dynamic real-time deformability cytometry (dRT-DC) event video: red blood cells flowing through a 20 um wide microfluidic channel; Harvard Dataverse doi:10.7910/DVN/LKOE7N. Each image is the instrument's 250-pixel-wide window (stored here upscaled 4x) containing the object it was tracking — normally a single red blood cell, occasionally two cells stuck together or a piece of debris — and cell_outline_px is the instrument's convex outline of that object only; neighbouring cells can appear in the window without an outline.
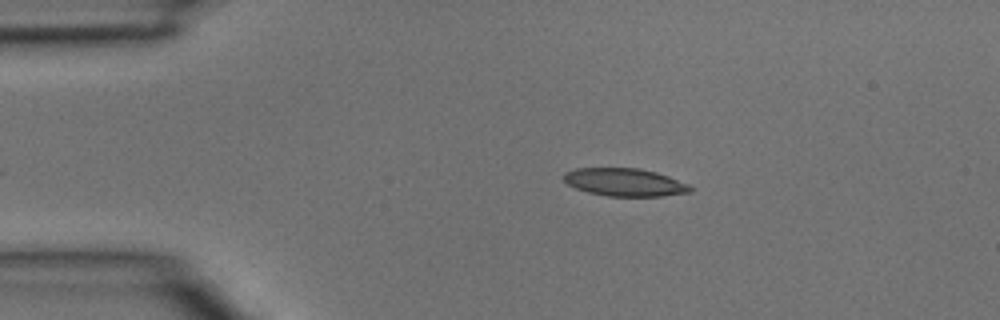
{"species": "common noctule bat (a hibernating species)", "species_latin": "Nyctalus noctula", "temperature_condition": "room temperature", "stored_images_in_passage": 2, "camera_frame_rate_fps": 3000, "um_per_image_px": 0.085, "animal": {"sex": "male", "body_mass_g": 15.6}, "frame": {"image": 1, "passage_image": 1, "time_ms": 0.0, "image_size_px": [1000, 320], "cell_outline_px": [[692, 192], [660, 196], [608, 196], [588, 192], [576, 188], [568, 184], [564, 180], [564, 172], [576, 168], [640, 168], [656, 172], [668, 176], [688, 184], [692, 188]], "centroid_in_image_um": [53.1, 15.49], "position_along_channel_um": 31.9, "area_um2": 20.46}}